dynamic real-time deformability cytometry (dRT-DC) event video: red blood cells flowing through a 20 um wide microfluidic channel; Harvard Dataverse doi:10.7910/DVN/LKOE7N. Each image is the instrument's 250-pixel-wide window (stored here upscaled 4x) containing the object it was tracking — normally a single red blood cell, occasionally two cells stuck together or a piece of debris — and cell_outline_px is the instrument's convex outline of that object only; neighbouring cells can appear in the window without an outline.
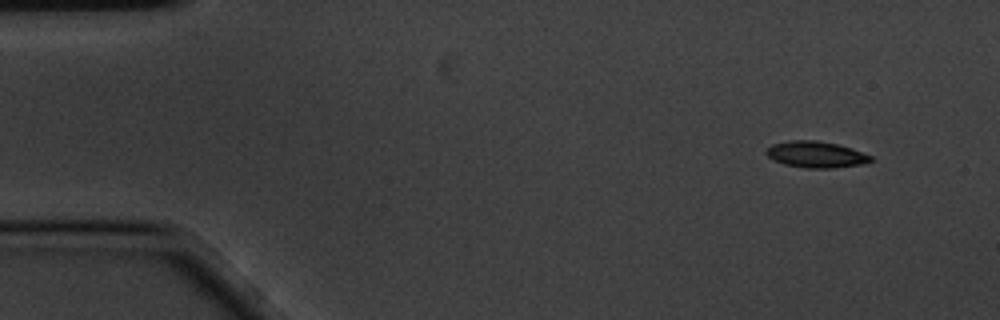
{"species": "common noctule bat (a hibernating species)", "species_latin": "Nyctalus noctula", "temperature_condition": "cold", "stored_images_in_passage": 4, "camera_frame_rate_fps": 3000, "um_per_image_px": 0.085, "animal": {"sex": "male", "body_mass_g": 20.1, "forearm_length_mm": 53.5}, "frame": {"image": 1, "passage_image": 1, "time_ms": 0.0, "image_size_px": [1000, 320], "cell_outline_px": [[872, 160], [864, 164], [832, 168], [804, 168], [784, 164], [772, 160], [764, 152], [772, 144], [788, 140], [816, 140], [836, 144], [852, 148], [872, 156]], "centroid_in_image_um": [69.33, 13.13], "position_along_channel_um": 15.7, "area_um2": 16.13}}
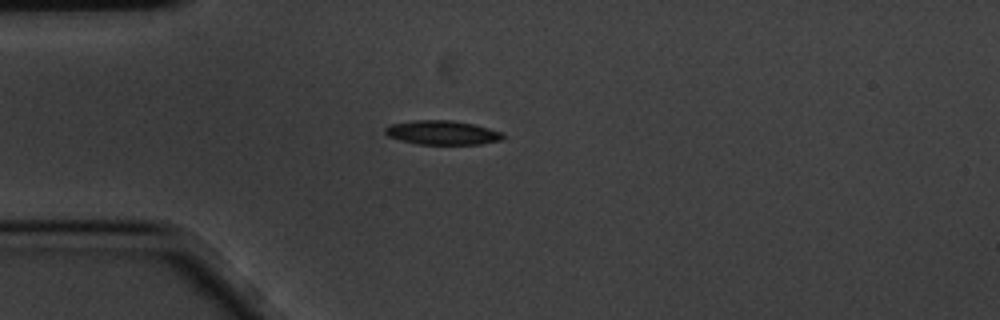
{"frame": {"image": 2, "passage_image": 4, "time_ms": 1.0, "image_size_px": [1000, 320], "cell_outline_px": [[504, 136], [500, 140], [480, 144], [420, 144], [400, 140], [388, 136], [384, 132], [384, 128], [388, 124], [416, 120], [452, 120], [472, 124], [504, 132]], "centroid_in_image_um": [37.57, 11.27], "position_along_channel_um": 47.4, "area_um2": 16.53}}